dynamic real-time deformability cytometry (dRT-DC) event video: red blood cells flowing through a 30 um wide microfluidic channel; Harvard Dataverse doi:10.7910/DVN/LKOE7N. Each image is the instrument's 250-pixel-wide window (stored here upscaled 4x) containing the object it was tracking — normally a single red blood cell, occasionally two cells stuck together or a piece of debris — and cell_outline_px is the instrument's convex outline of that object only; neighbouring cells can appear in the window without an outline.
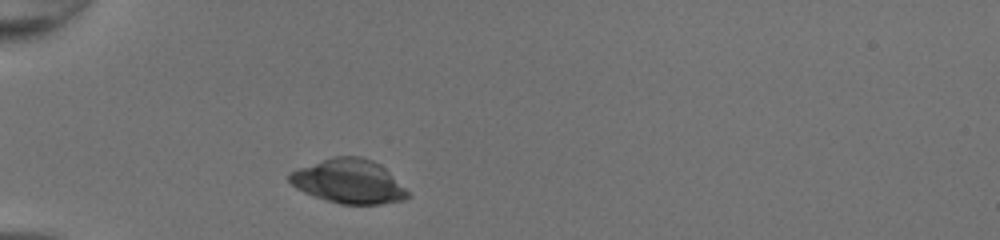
{"species": "common noctule bat (a hibernating species)", "species_latin": "Nyctalus noctula", "temperature_condition": "room temperature", "stored_images_in_passage": 31, "camera_frame_rate_fps": 3000, "um_per_image_px": 0.085, "animal": {"sex": "female", "body_mass_g": 20.0, "forearm_length_mm": 54.0}, "frame": {"image": 1, "passage_image": 1, "time_ms": 0.0, "image_size_px": [1000, 240], "cell_outline_px": [[412, 196], [404, 200], [380, 204], [340, 204], [324, 200], [304, 192], [296, 188], [288, 180], [288, 172], [332, 156], [360, 156], [372, 160], [380, 164]], "centroid_in_image_um": [29.62, 15.42], "position_along_channel_um": 55.4, "area_um2": 30.35}}
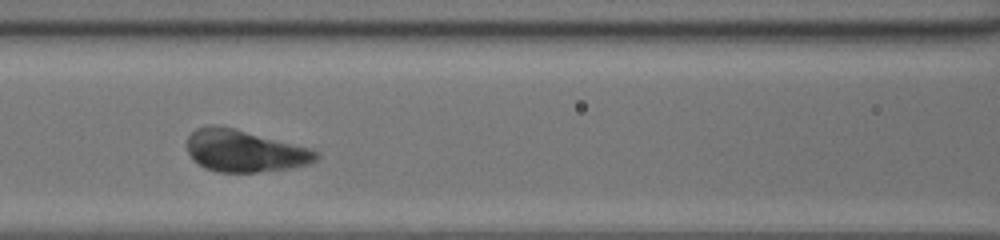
{"frame": {"image": 2, "passage_image": 9, "time_ms": 2.667, "image_size_px": [1000, 240], "cell_outline_px": [[320, 156], [316, 160], [308, 164], [292, 168], [256, 172], [220, 172], [204, 168], [188, 152], [188, 136], [196, 128], [208, 124], [220, 124], [236, 128], [312, 148]], "centroid_in_image_um": [20.81, 12.8], "position_along_channel_um": 145.8, "area_um2": 31.79}}
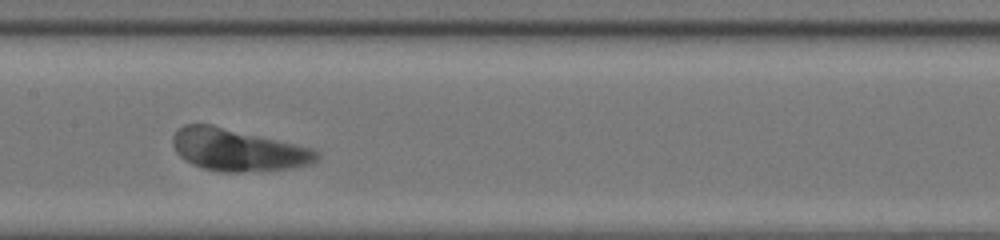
{"frame": {"image": 3, "passage_image": 12, "time_ms": 3.667, "image_size_px": [1000, 240], "cell_outline_px": [[320, 156], [312, 164], [292, 168], [240, 172], [220, 172], [204, 168], [192, 164], [180, 156], [176, 152], [172, 144], [172, 136], [184, 124], [212, 124], [312, 148], [320, 152]], "centroid_in_image_um": [20.21, 12.74], "position_along_channel_um": 187.2, "area_um2": 35.32}}